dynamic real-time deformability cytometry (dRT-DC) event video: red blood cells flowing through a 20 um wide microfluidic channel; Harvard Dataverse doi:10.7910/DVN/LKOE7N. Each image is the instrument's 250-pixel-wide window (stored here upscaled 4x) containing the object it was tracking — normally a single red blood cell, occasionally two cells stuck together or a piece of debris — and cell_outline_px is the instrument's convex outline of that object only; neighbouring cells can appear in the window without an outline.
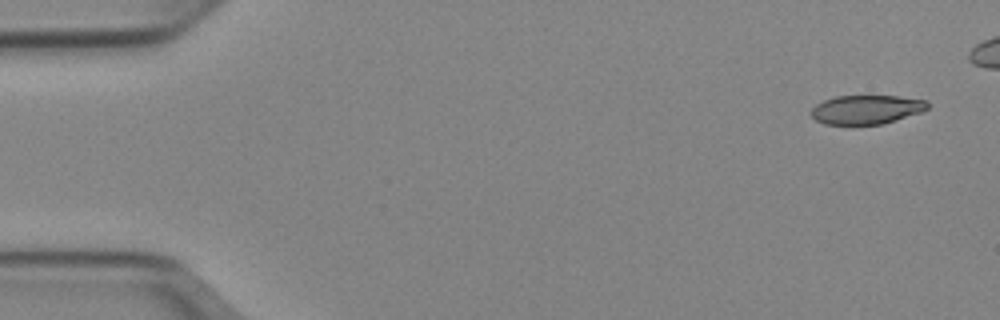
{"species": "Egyptian fruit bat (a non-hibernating species)", "species_latin": "Rousettus aegyptiacus", "temperature_condition": "cold", "stored_images_in_passage": 13, "camera_frame_rate_fps": 3000, "um_per_image_px": 0.085, "animal": {"sex": "female"}, "frame": {"image": 1, "passage_image": 1, "time_ms": 0.0, "image_size_px": [1000, 320], "cell_outline_px": [[928, 108], [920, 112], [880, 124], [824, 124], [816, 120], [812, 116], [812, 108], [816, 104], [824, 100], [836, 96], [900, 96], [928, 100]], "centroid_in_image_um": [73.64, 9.29], "position_along_channel_um": 11.4, "area_um2": 19.42}}